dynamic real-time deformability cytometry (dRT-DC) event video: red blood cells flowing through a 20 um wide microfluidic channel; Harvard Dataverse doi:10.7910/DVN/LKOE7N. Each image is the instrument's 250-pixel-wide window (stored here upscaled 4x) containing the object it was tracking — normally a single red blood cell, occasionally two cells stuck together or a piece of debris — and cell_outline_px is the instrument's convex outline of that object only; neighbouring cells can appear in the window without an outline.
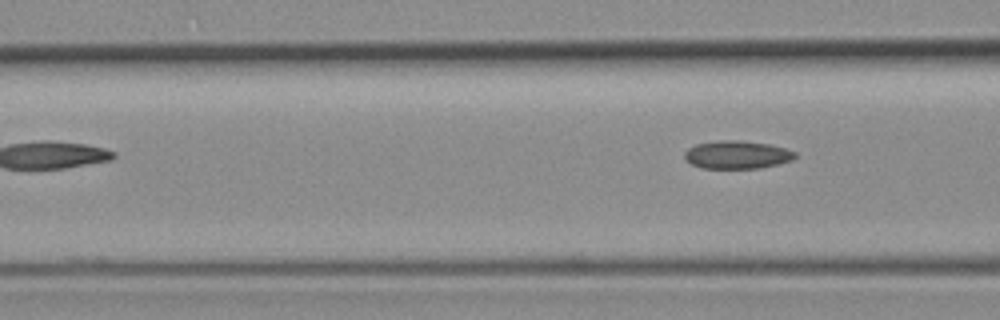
{"species": "common noctule bat (a hibernating species)", "species_latin": "Nyctalus noctula", "temperature_condition": "room temperature", "stored_images_in_passage": 4, "camera_frame_rate_fps": 3000, "um_per_image_px": 0.085, "animal": {"sex": "female", "body_mass_g": 19.3, "forearm_length_mm": 54.1}, "frame": {"image": 1, "passage_image": 4, "time_ms": 3.667, "image_size_px": [1000, 320], "cell_outline_px": [[796, 156], [792, 160], [760, 168], [700, 168], [692, 164], [684, 156], [684, 152], [688, 148], [696, 144], [716, 140], [740, 140], [768, 144], [784, 148], [796, 152]], "centroid_in_image_um": [62.63, 13.14], "position_along_channel_um": 104.0, "area_um2": 17.98}}